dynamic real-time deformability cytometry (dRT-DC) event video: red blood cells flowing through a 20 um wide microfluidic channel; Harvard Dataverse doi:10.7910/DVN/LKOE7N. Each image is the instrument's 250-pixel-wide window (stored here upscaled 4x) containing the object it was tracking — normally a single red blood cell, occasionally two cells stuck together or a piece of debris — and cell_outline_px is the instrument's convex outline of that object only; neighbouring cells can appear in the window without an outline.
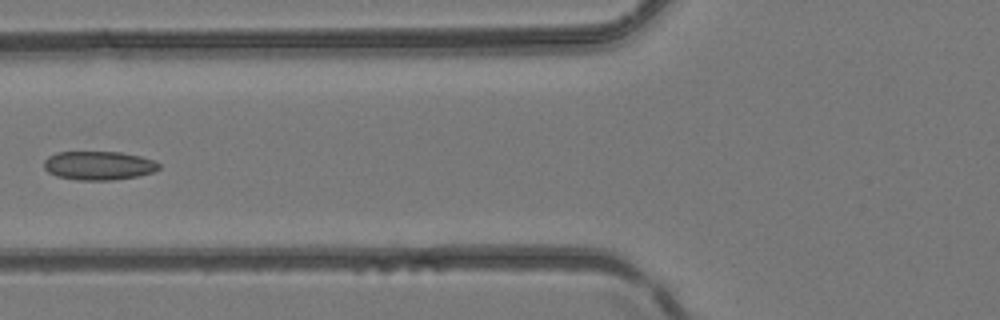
{"species": "common noctule bat (a hibernating species)", "species_latin": "Nyctalus noctula", "temperature_condition": "room temperature", "stored_images_in_passage": 4, "camera_frame_rate_fps": 3000, "um_per_image_px": 0.085, "animal": {"sex": "female", "body_mass_g": 24.6, "forearm_length_mm": 56.2}, "frame": {"image": 1, "passage_image": 4, "time_ms": 1.0, "image_size_px": [1000, 320], "cell_outline_px": [[160, 168], [152, 172], [136, 176], [112, 180], [76, 180], [56, 176], [48, 172], [44, 168], [44, 160], [48, 156], [56, 152], [120, 152], [140, 156], [152, 160], [160, 164]], "centroid_in_image_um": [8.35, 14.07], "position_along_channel_um": 117.5, "area_um2": 19.25}}